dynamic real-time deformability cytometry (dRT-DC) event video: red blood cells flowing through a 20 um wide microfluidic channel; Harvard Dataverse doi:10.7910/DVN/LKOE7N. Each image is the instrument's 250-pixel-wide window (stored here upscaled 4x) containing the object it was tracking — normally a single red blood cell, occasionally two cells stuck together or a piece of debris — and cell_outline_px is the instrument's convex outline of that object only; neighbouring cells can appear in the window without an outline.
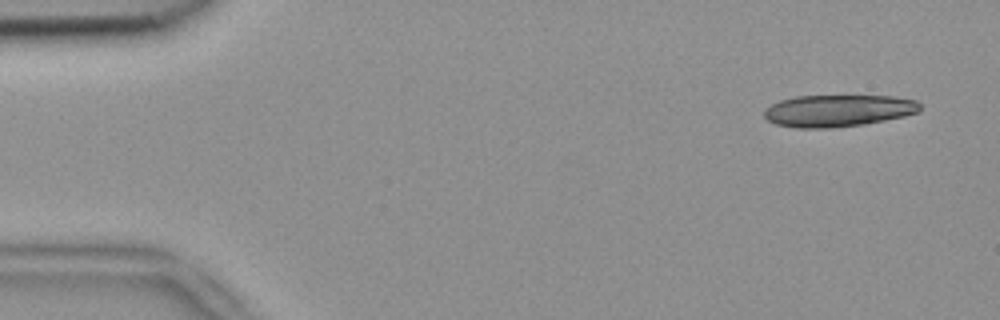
{"species": "common noctule bat (a hibernating species)", "species_latin": "Nyctalus noctula", "temperature_condition": "room temperature", "stored_images_in_passage": 5, "segment_of_instrument_passage": [1, 2], "camera_frame_rate_fps": 3000, "um_per_image_px": 0.085, "animal": {"sex": "female", "body_mass_g": 18.4}, "frame": {"image": 1, "passage_image": 1, "time_ms": 0.0, "image_size_px": [1000, 320], "cell_outline_px": [[920, 108], [916, 112], [904, 116], [864, 124], [832, 128], [796, 128], [776, 124], [768, 120], [764, 116], [764, 108], [780, 100], [796, 96], [896, 96], [916, 100], [920, 104]], "centroid_in_image_um": [71.21, 9.4], "position_along_channel_um": 13.8, "area_um2": 29.02}}